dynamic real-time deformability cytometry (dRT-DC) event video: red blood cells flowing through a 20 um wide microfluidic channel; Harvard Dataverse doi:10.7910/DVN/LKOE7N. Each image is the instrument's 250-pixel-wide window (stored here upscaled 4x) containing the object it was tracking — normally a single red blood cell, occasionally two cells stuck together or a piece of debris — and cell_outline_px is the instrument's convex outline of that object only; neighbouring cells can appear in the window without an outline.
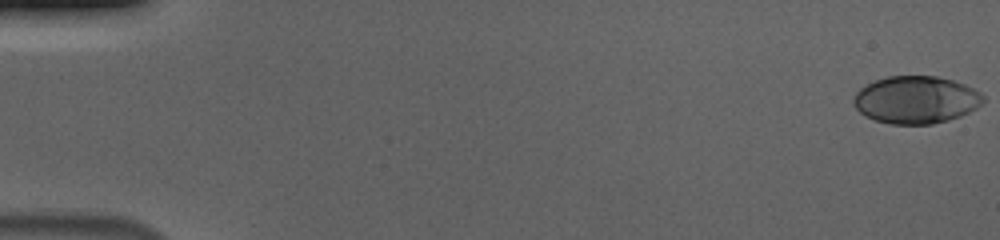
{"species": "human", "species_latin": "Homo sapiens", "temperature_condition": "cold", "stored_images_in_passage": 57, "camera_frame_rate_fps": 3000, "um_per_image_px": 0.085, "donor": {"sex": "male"}, "frame": {"image": 1, "passage_image": 1, "time_ms": 0.0, "image_size_px": [1000, 240], "cell_outline_px": [[984, 100], [976, 108], [960, 116], [948, 120], [932, 124], [892, 124], [876, 120], [864, 116], [852, 104], [852, 100], [856, 92], [860, 88], [876, 80], [888, 76], [936, 76], [952, 80], [964, 84], [980, 92], [984, 96]], "centroid_in_image_um": [77.84, 8.48], "position_along_channel_um": 7.2, "area_um2": 35.78}}
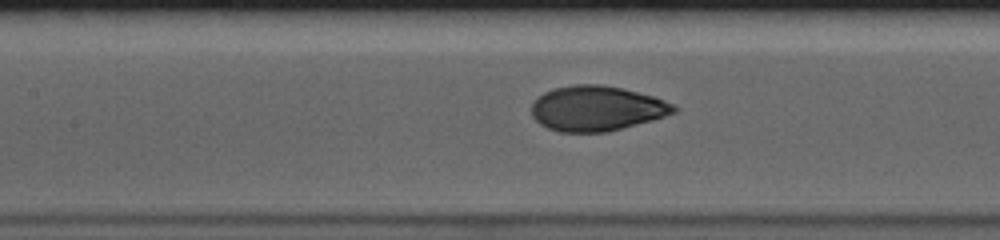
{"frame": {"image": 2, "passage_image": 27, "time_ms": 8.667, "image_size_px": [1000, 240], "cell_outline_px": [[680, 108], [676, 112], [652, 120], [608, 132], [560, 132], [548, 128], [540, 124], [532, 116], [532, 104], [544, 92], [552, 88], [572, 84], [600, 84], [620, 88], [652, 96], [676, 104]], "centroid_in_image_um": [50.73, 9.21], "position_along_channel_um": 156.7, "area_um2": 37.4}}
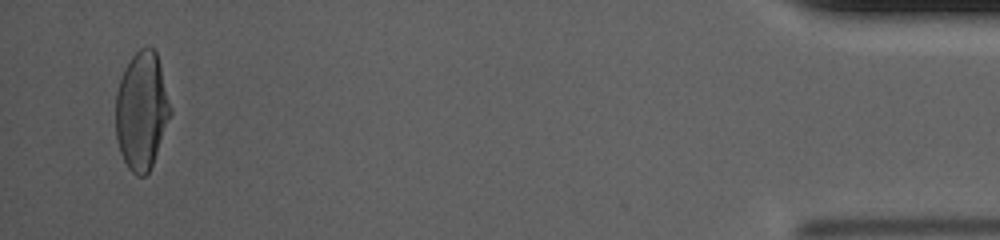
{"frame": {"image": 3, "passage_image": 55, "time_ms": 18.0, "image_size_px": [1000, 240], "cell_outline_px": [[172, 112], [152, 164], [148, 172], [144, 176], [136, 176], [128, 168], [120, 152], [116, 136], [116, 92], [124, 68], [132, 56], [140, 48], [148, 44], [156, 52]], "centroid_in_image_um": [12.03, 9.4], "position_along_channel_um": 423.2, "area_um2": 37.22}, "authors_computed_cell_mechanics": {"area_um2": 36.992, "velocity_mm_per_s": 3.6938, "shape_relaxation_time_tau1_ms": 5.1732, "shape_relaxation_time_tau2_ms": null, "deformation_change_tau1": 0.2181, "deformation_change_tau2": null}}